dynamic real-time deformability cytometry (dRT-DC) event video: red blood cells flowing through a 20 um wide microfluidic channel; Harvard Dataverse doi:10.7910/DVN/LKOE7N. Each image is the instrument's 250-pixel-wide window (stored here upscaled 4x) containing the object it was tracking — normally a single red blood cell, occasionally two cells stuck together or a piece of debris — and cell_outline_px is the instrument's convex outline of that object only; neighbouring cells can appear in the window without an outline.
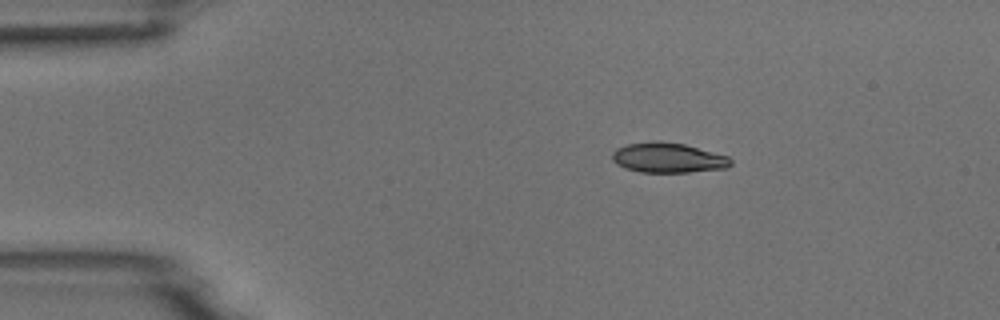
{"species": "common noctule bat (a hibernating species)", "species_latin": "Nyctalus noctula", "temperature_condition": "room temperature", "stored_images_in_passage": 3, "segment_of_instrument_passage": [1, 2], "camera_frame_rate_fps": 3000, "um_per_image_px": 0.085, "animal": {"sex": "male", "body_mass_g": 18.8}, "frame": {"image": 1, "passage_image": 1, "time_ms": 0.0, "image_size_px": [1000, 320], "cell_outline_px": [[732, 164], [728, 168], [688, 172], [640, 172], [624, 168], [616, 164], [612, 160], [612, 152], [616, 148], [628, 144], [652, 140], [660, 140], [684, 144], [728, 156], [732, 160]], "centroid_in_image_um": [56.76, 13.4], "position_along_channel_um": 28.2, "area_um2": 20.92}}